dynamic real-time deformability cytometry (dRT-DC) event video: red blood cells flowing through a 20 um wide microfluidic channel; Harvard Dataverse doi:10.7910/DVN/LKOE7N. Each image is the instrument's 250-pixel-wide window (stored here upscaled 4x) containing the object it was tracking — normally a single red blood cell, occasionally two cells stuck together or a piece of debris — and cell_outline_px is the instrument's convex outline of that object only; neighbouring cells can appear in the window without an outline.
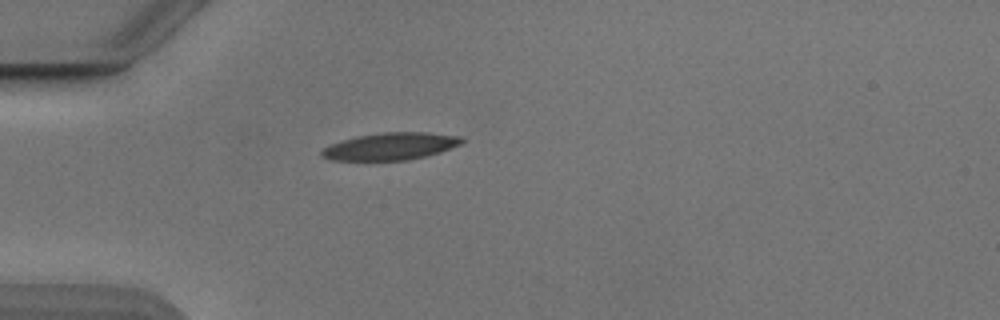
{"species": "Egyptian fruit bat (a non-hibernating species)", "species_latin": "Rousettus aegyptiacus", "temperature_condition": "cold", "stored_images_in_passage": 39, "camera_frame_rate_fps": 3000, "um_per_image_px": 0.085, "animal": {"sex": "male"}, "frame": {"image": 1, "passage_image": 1, "time_ms": 0.0, "image_size_px": [1000, 320], "cell_outline_px": [[464, 140], [460, 144], [440, 152], [408, 160], [332, 160], [320, 156], [320, 152], [324, 148], [332, 144], [356, 136], [384, 132], [428, 132], [460, 136]], "centroid_in_image_um": [33.2, 12.43], "position_along_channel_um": 51.8, "area_um2": 22.02}}
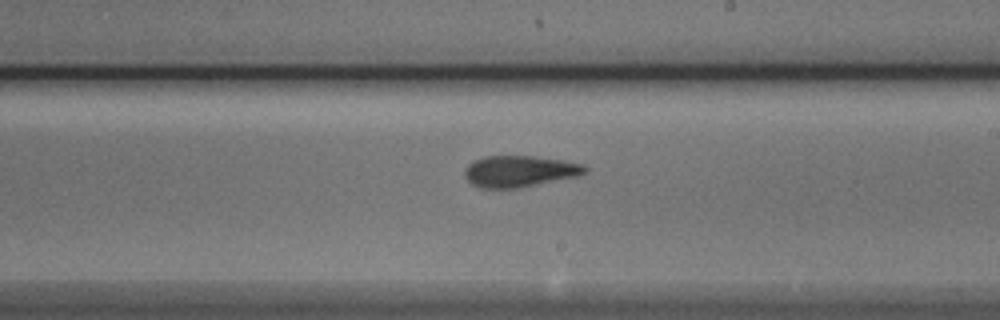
{"frame": {"image": 2, "passage_image": 17, "time_ms": 5.333, "image_size_px": [1000, 320], "cell_outline_px": [[588, 168], [580, 176], [520, 188], [480, 188], [472, 184], [464, 176], [464, 172], [468, 164], [472, 160], [484, 156], [532, 156], [560, 160], [584, 164]], "centroid_in_image_um": [44.15, 14.56], "position_along_channel_um": 244.9, "area_um2": 22.14}}
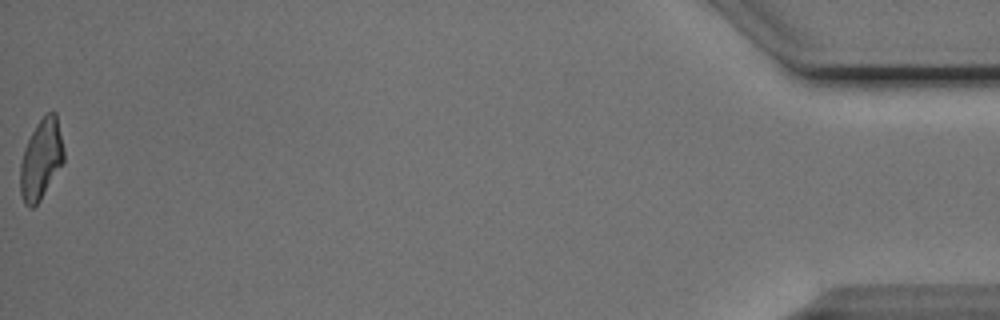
{"frame": {"image": 3, "passage_image": 39, "time_ms": 12.667, "image_size_px": [1000, 320], "cell_outline_px": [[64, 160], [40, 200], [32, 208], [28, 208], [24, 204], [20, 192], [20, 164], [24, 148], [36, 124], [48, 112], [56, 112], [64, 152]], "centroid_in_image_um": [3.47, 13.56], "position_along_channel_um": 431.7, "area_um2": 20.06}, "authors_computed_cell_mechanics": {"area_um2": 21.7906, "velocity_mm_per_s": 3.8735, "shape_relaxation_time_tau1_ms": 7.6717, "shape_relaxation_time_tau2_ms": 1.8875, "deformation_change_tau1": 0.2052, "deformation_change_tau2": 0.0889}}